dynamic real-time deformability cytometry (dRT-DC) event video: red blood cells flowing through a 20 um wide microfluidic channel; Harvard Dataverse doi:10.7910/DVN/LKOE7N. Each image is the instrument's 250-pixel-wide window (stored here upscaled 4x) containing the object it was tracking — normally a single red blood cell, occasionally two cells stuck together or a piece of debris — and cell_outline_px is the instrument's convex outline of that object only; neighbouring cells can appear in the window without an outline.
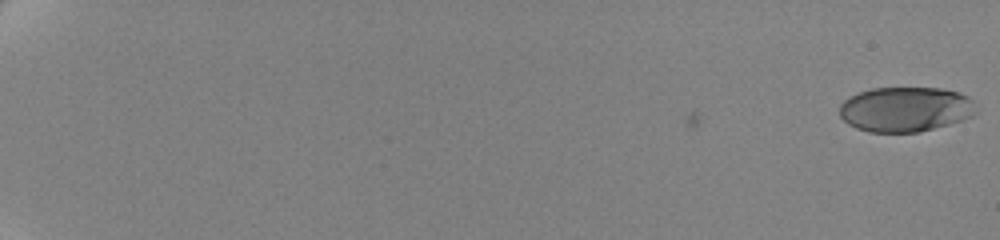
{"species": "human", "species_latin": "Homo sapiens", "temperature_condition": "cold", "stored_images_in_passage": 62, "camera_frame_rate_fps": 3000, "um_per_image_px": 0.085, "donor": {"sex": "female"}, "frame": {"image": 1, "passage_image": 1, "time_ms": 0.0, "image_size_px": [1000, 240], "cell_outline_px": [[976, 112], [972, 116], [964, 120], [920, 132], [868, 132], [856, 128], [848, 124], [840, 116], [840, 104], [844, 100], [860, 92], [872, 88], [940, 88], [960, 92], [968, 96], [972, 100]], "centroid_in_image_um": [76.97, 9.29], "position_along_channel_um": 8.0, "area_um2": 35.84}}
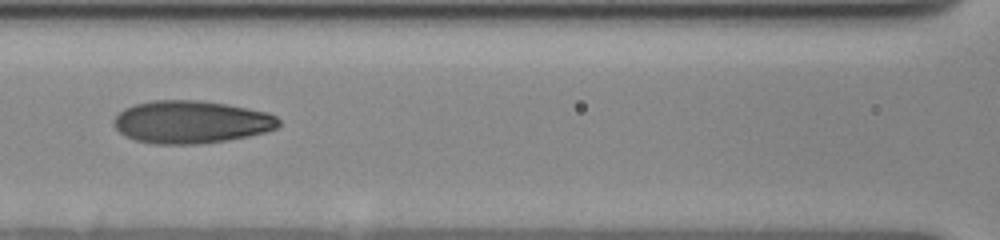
{"frame": {"image": 2, "passage_image": 33, "time_ms": 10.667, "image_size_px": [1000, 240], "cell_outline_px": [[280, 124], [276, 128], [264, 132], [248, 136], [228, 140], [200, 144], [152, 144], [136, 140], [124, 136], [112, 124], [112, 120], [124, 108], [136, 104], [152, 100], [200, 100], [224, 104], [268, 112], [276, 116], [280, 120]], "centroid_in_image_um": [16.22, 10.37], "position_along_channel_um": 150.4, "area_um2": 41.1}}
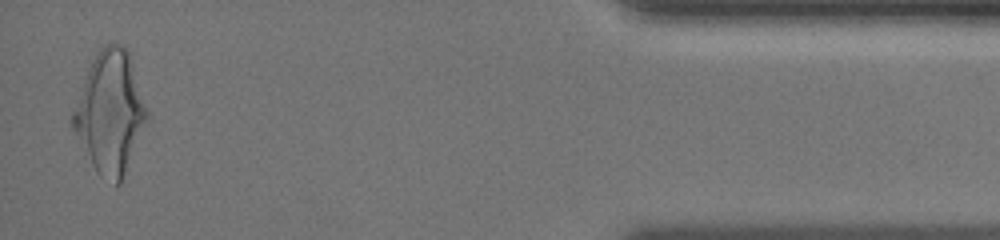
{"frame": {"image": 3, "passage_image": 61, "time_ms": 20.0, "image_size_px": [1000, 240], "cell_outline_px": [[148, 120], [120, 184], [116, 188], [100, 176], [96, 172], [72, 128], [72, 112], [84, 80], [92, 60], [96, 52], [104, 44], [124, 44], [128, 48], [148, 112]], "centroid_in_image_um": [9.38, 9.57], "position_along_channel_um": 425.8, "area_um2": 52.19}, "authors_computed_cell_mechanics": {"area_um2": 39.3907, "velocity_mm_per_s": 3.5032, "shape_relaxation_time_tau1_ms": 4.299, "shape_relaxation_time_tau2_ms": 1.3328, "deformation_change_tau1": 0.1876, "deformation_change_tau2": 0.0764}}